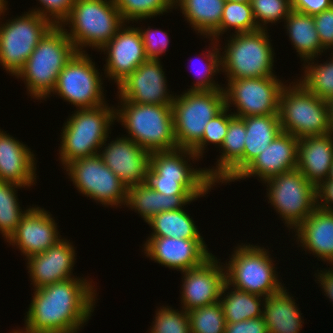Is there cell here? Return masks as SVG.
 Here are the masks:
<instances>
[{
    "instance_id": "cell-1",
    "label": "cell",
    "mask_w": 333,
    "mask_h": 333,
    "mask_svg": "<svg viewBox=\"0 0 333 333\" xmlns=\"http://www.w3.org/2000/svg\"><path fill=\"white\" fill-rule=\"evenodd\" d=\"M79 276L33 289L24 333H78L96 307L95 283ZM34 295V296H33Z\"/></svg>"
},
{
    "instance_id": "cell-2",
    "label": "cell",
    "mask_w": 333,
    "mask_h": 333,
    "mask_svg": "<svg viewBox=\"0 0 333 333\" xmlns=\"http://www.w3.org/2000/svg\"><path fill=\"white\" fill-rule=\"evenodd\" d=\"M190 159L193 164L200 161L191 149L186 148L152 152L144 184L165 195L191 194L194 198L204 197L217 186L207 176L205 168L193 167Z\"/></svg>"
},
{
    "instance_id": "cell-3",
    "label": "cell",
    "mask_w": 333,
    "mask_h": 333,
    "mask_svg": "<svg viewBox=\"0 0 333 333\" xmlns=\"http://www.w3.org/2000/svg\"><path fill=\"white\" fill-rule=\"evenodd\" d=\"M76 52L63 28L53 26L15 78L24 81L28 96L41 102L50 97L60 72Z\"/></svg>"
},
{
    "instance_id": "cell-4",
    "label": "cell",
    "mask_w": 333,
    "mask_h": 333,
    "mask_svg": "<svg viewBox=\"0 0 333 333\" xmlns=\"http://www.w3.org/2000/svg\"><path fill=\"white\" fill-rule=\"evenodd\" d=\"M115 107L108 103L95 108L74 110L61 130L58 159L65 168L69 163L97 155L111 134Z\"/></svg>"
},
{
    "instance_id": "cell-5",
    "label": "cell",
    "mask_w": 333,
    "mask_h": 333,
    "mask_svg": "<svg viewBox=\"0 0 333 333\" xmlns=\"http://www.w3.org/2000/svg\"><path fill=\"white\" fill-rule=\"evenodd\" d=\"M125 23L114 0H76L60 27L77 52H99Z\"/></svg>"
},
{
    "instance_id": "cell-6",
    "label": "cell",
    "mask_w": 333,
    "mask_h": 333,
    "mask_svg": "<svg viewBox=\"0 0 333 333\" xmlns=\"http://www.w3.org/2000/svg\"><path fill=\"white\" fill-rule=\"evenodd\" d=\"M117 99L115 120L127 130L124 137L150 153L178 148L171 105L135 104Z\"/></svg>"
},
{
    "instance_id": "cell-7",
    "label": "cell",
    "mask_w": 333,
    "mask_h": 333,
    "mask_svg": "<svg viewBox=\"0 0 333 333\" xmlns=\"http://www.w3.org/2000/svg\"><path fill=\"white\" fill-rule=\"evenodd\" d=\"M257 245V246H256ZM239 243L224 264L226 283L235 289L267 297L281 291L285 284L278 278L274 258L258 244Z\"/></svg>"
},
{
    "instance_id": "cell-8",
    "label": "cell",
    "mask_w": 333,
    "mask_h": 333,
    "mask_svg": "<svg viewBox=\"0 0 333 333\" xmlns=\"http://www.w3.org/2000/svg\"><path fill=\"white\" fill-rule=\"evenodd\" d=\"M269 38L268 30L263 29L230 33L224 48H220L224 49L221 52V72L225 79L277 77L273 70L275 52Z\"/></svg>"
},
{
    "instance_id": "cell-9",
    "label": "cell",
    "mask_w": 333,
    "mask_h": 333,
    "mask_svg": "<svg viewBox=\"0 0 333 333\" xmlns=\"http://www.w3.org/2000/svg\"><path fill=\"white\" fill-rule=\"evenodd\" d=\"M279 120L282 132L298 139L330 134L328 101L310 93L296 79L281 90Z\"/></svg>"
},
{
    "instance_id": "cell-10",
    "label": "cell",
    "mask_w": 333,
    "mask_h": 333,
    "mask_svg": "<svg viewBox=\"0 0 333 333\" xmlns=\"http://www.w3.org/2000/svg\"><path fill=\"white\" fill-rule=\"evenodd\" d=\"M184 91L175 94L171 105L174 134L178 148L192 149L208 122L225 107V94L223 89Z\"/></svg>"
},
{
    "instance_id": "cell-11",
    "label": "cell",
    "mask_w": 333,
    "mask_h": 333,
    "mask_svg": "<svg viewBox=\"0 0 333 333\" xmlns=\"http://www.w3.org/2000/svg\"><path fill=\"white\" fill-rule=\"evenodd\" d=\"M268 204L293 231L316 209V186L297 169L275 175L263 182Z\"/></svg>"
},
{
    "instance_id": "cell-12",
    "label": "cell",
    "mask_w": 333,
    "mask_h": 333,
    "mask_svg": "<svg viewBox=\"0 0 333 333\" xmlns=\"http://www.w3.org/2000/svg\"><path fill=\"white\" fill-rule=\"evenodd\" d=\"M1 18L0 16V65L7 74L15 77L39 41L54 25L30 11L13 19L11 17L5 23Z\"/></svg>"
},
{
    "instance_id": "cell-13",
    "label": "cell",
    "mask_w": 333,
    "mask_h": 333,
    "mask_svg": "<svg viewBox=\"0 0 333 333\" xmlns=\"http://www.w3.org/2000/svg\"><path fill=\"white\" fill-rule=\"evenodd\" d=\"M87 52H76L60 72L51 96L58 95L76 109L106 104L104 76Z\"/></svg>"
},
{
    "instance_id": "cell-14",
    "label": "cell",
    "mask_w": 333,
    "mask_h": 333,
    "mask_svg": "<svg viewBox=\"0 0 333 333\" xmlns=\"http://www.w3.org/2000/svg\"><path fill=\"white\" fill-rule=\"evenodd\" d=\"M62 169L66 170L78 193L106 207L126 206L127 186L104 164L98 154L75 160Z\"/></svg>"
},
{
    "instance_id": "cell-15",
    "label": "cell",
    "mask_w": 333,
    "mask_h": 333,
    "mask_svg": "<svg viewBox=\"0 0 333 333\" xmlns=\"http://www.w3.org/2000/svg\"><path fill=\"white\" fill-rule=\"evenodd\" d=\"M225 106L235 117L279 114V97L286 81L278 77L226 80Z\"/></svg>"
},
{
    "instance_id": "cell-16",
    "label": "cell",
    "mask_w": 333,
    "mask_h": 333,
    "mask_svg": "<svg viewBox=\"0 0 333 333\" xmlns=\"http://www.w3.org/2000/svg\"><path fill=\"white\" fill-rule=\"evenodd\" d=\"M160 59H147L117 85V96L135 104L172 105L167 77Z\"/></svg>"
},
{
    "instance_id": "cell-17",
    "label": "cell",
    "mask_w": 333,
    "mask_h": 333,
    "mask_svg": "<svg viewBox=\"0 0 333 333\" xmlns=\"http://www.w3.org/2000/svg\"><path fill=\"white\" fill-rule=\"evenodd\" d=\"M220 260L212 255L202 265L181 272L180 303L185 311L219 302L226 283L225 266Z\"/></svg>"
},
{
    "instance_id": "cell-18",
    "label": "cell",
    "mask_w": 333,
    "mask_h": 333,
    "mask_svg": "<svg viewBox=\"0 0 333 333\" xmlns=\"http://www.w3.org/2000/svg\"><path fill=\"white\" fill-rule=\"evenodd\" d=\"M145 240L142 249L147 258L180 272L202 265L213 255L204 239L148 237Z\"/></svg>"
},
{
    "instance_id": "cell-19",
    "label": "cell",
    "mask_w": 333,
    "mask_h": 333,
    "mask_svg": "<svg viewBox=\"0 0 333 333\" xmlns=\"http://www.w3.org/2000/svg\"><path fill=\"white\" fill-rule=\"evenodd\" d=\"M124 24L117 34L99 50L106 55L104 75L116 86L148 58L138 27Z\"/></svg>"
},
{
    "instance_id": "cell-20",
    "label": "cell",
    "mask_w": 333,
    "mask_h": 333,
    "mask_svg": "<svg viewBox=\"0 0 333 333\" xmlns=\"http://www.w3.org/2000/svg\"><path fill=\"white\" fill-rule=\"evenodd\" d=\"M108 140H105L98 153L104 164L127 188L144 183L151 153L124 135Z\"/></svg>"
},
{
    "instance_id": "cell-21",
    "label": "cell",
    "mask_w": 333,
    "mask_h": 333,
    "mask_svg": "<svg viewBox=\"0 0 333 333\" xmlns=\"http://www.w3.org/2000/svg\"><path fill=\"white\" fill-rule=\"evenodd\" d=\"M28 210L20 221L14 234L7 243L16 246L25 259L32 255L45 252L62 238L58 231L55 217L49 210L34 206Z\"/></svg>"
},
{
    "instance_id": "cell-22",
    "label": "cell",
    "mask_w": 333,
    "mask_h": 333,
    "mask_svg": "<svg viewBox=\"0 0 333 333\" xmlns=\"http://www.w3.org/2000/svg\"><path fill=\"white\" fill-rule=\"evenodd\" d=\"M67 238L61 239L48 250L30 256L27 259V269L32 289L42 288L52 283L74 278L76 250L73 242Z\"/></svg>"
},
{
    "instance_id": "cell-23",
    "label": "cell",
    "mask_w": 333,
    "mask_h": 333,
    "mask_svg": "<svg viewBox=\"0 0 333 333\" xmlns=\"http://www.w3.org/2000/svg\"><path fill=\"white\" fill-rule=\"evenodd\" d=\"M298 142L299 139L290 133L281 132L232 182L254 176L263 183L275 175L295 169Z\"/></svg>"
},
{
    "instance_id": "cell-24",
    "label": "cell",
    "mask_w": 333,
    "mask_h": 333,
    "mask_svg": "<svg viewBox=\"0 0 333 333\" xmlns=\"http://www.w3.org/2000/svg\"><path fill=\"white\" fill-rule=\"evenodd\" d=\"M23 143L0 128V180L30 189L37 183V160Z\"/></svg>"
},
{
    "instance_id": "cell-25",
    "label": "cell",
    "mask_w": 333,
    "mask_h": 333,
    "mask_svg": "<svg viewBox=\"0 0 333 333\" xmlns=\"http://www.w3.org/2000/svg\"><path fill=\"white\" fill-rule=\"evenodd\" d=\"M245 137L244 121L233 116L229 120L227 134L219 148L221 154L216 159L215 167L205 168L207 176L215 184H230L244 170Z\"/></svg>"
},
{
    "instance_id": "cell-26",
    "label": "cell",
    "mask_w": 333,
    "mask_h": 333,
    "mask_svg": "<svg viewBox=\"0 0 333 333\" xmlns=\"http://www.w3.org/2000/svg\"><path fill=\"white\" fill-rule=\"evenodd\" d=\"M294 232L302 251L333 266V211L316 207Z\"/></svg>"
},
{
    "instance_id": "cell-27",
    "label": "cell",
    "mask_w": 333,
    "mask_h": 333,
    "mask_svg": "<svg viewBox=\"0 0 333 333\" xmlns=\"http://www.w3.org/2000/svg\"><path fill=\"white\" fill-rule=\"evenodd\" d=\"M333 164V135L307 136L298 142L296 168L316 187L325 181Z\"/></svg>"
},
{
    "instance_id": "cell-28",
    "label": "cell",
    "mask_w": 333,
    "mask_h": 333,
    "mask_svg": "<svg viewBox=\"0 0 333 333\" xmlns=\"http://www.w3.org/2000/svg\"><path fill=\"white\" fill-rule=\"evenodd\" d=\"M197 199L191 194H161L142 183L128 187L125 207L137 212L144 222H147L158 213L184 208Z\"/></svg>"
},
{
    "instance_id": "cell-29",
    "label": "cell",
    "mask_w": 333,
    "mask_h": 333,
    "mask_svg": "<svg viewBox=\"0 0 333 333\" xmlns=\"http://www.w3.org/2000/svg\"><path fill=\"white\" fill-rule=\"evenodd\" d=\"M289 293L285 286L278 293L265 297L263 318L268 333H300L304 327L303 313Z\"/></svg>"
},
{
    "instance_id": "cell-30",
    "label": "cell",
    "mask_w": 333,
    "mask_h": 333,
    "mask_svg": "<svg viewBox=\"0 0 333 333\" xmlns=\"http://www.w3.org/2000/svg\"><path fill=\"white\" fill-rule=\"evenodd\" d=\"M284 24L286 35L303 63L308 59L321 58L319 56L327 52L319 40L312 15L292 10Z\"/></svg>"
},
{
    "instance_id": "cell-31",
    "label": "cell",
    "mask_w": 333,
    "mask_h": 333,
    "mask_svg": "<svg viewBox=\"0 0 333 333\" xmlns=\"http://www.w3.org/2000/svg\"><path fill=\"white\" fill-rule=\"evenodd\" d=\"M224 3L225 0H174V8L180 9L197 35L208 38L220 26Z\"/></svg>"
},
{
    "instance_id": "cell-32",
    "label": "cell",
    "mask_w": 333,
    "mask_h": 333,
    "mask_svg": "<svg viewBox=\"0 0 333 333\" xmlns=\"http://www.w3.org/2000/svg\"><path fill=\"white\" fill-rule=\"evenodd\" d=\"M245 123L244 168L282 132L279 114L241 118Z\"/></svg>"
},
{
    "instance_id": "cell-33",
    "label": "cell",
    "mask_w": 333,
    "mask_h": 333,
    "mask_svg": "<svg viewBox=\"0 0 333 333\" xmlns=\"http://www.w3.org/2000/svg\"><path fill=\"white\" fill-rule=\"evenodd\" d=\"M264 300L263 296L240 291L225 283L219 302L226 323H236L263 316Z\"/></svg>"
},
{
    "instance_id": "cell-34",
    "label": "cell",
    "mask_w": 333,
    "mask_h": 333,
    "mask_svg": "<svg viewBox=\"0 0 333 333\" xmlns=\"http://www.w3.org/2000/svg\"><path fill=\"white\" fill-rule=\"evenodd\" d=\"M184 209L163 211L154 215L146 222L152 229L148 237L204 239L195 221Z\"/></svg>"
},
{
    "instance_id": "cell-35",
    "label": "cell",
    "mask_w": 333,
    "mask_h": 333,
    "mask_svg": "<svg viewBox=\"0 0 333 333\" xmlns=\"http://www.w3.org/2000/svg\"><path fill=\"white\" fill-rule=\"evenodd\" d=\"M250 33L259 30L250 2L225 1L220 26L207 38L220 41L227 31ZM221 36V37H220Z\"/></svg>"
},
{
    "instance_id": "cell-36",
    "label": "cell",
    "mask_w": 333,
    "mask_h": 333,
    "mask_svg": "<svg viewBox=\"0 0 333 333\" xmlns=\"http://www.w3.org/2000/svg\"><path fill=\"white\" fill-rule=\"evenodd\" d=\"M318 58L306 60L302 66L303 74L299 81L310 93L322 100L333 99V56L330 55L323 63H318ZM317 60V62H315Z\"/></svg>"
},
{
    "instance_id": "cell-37",
    "label": "cell",
    "mask_w": 333,
    "mask_h": 333,
    "mask_svg": "<svg viewBox=\"0 0 333 333\" xmlns=\"http://www.w3.org/2000/svg\"><path fill=\"white\" fill-rule=\"evenodd\" d=\"M21 188L25 187L0 180V234L6 242L14 234L20 221L32 207L30 206L24 210L20 207L17 191Z\"/></svg>"
},
{
    "instance_id": "cell-38",
    "label": "cell",
    "mask_w": 333,
    "mask_h": 333,
    "mask_svg": "<svg viewBox=\"0 0 333 333\" xmlns=\"http://www.w3.org/2000/svg\"><path fill=\"white\" fill-rule=\"evenodd\" d=\"M123 20L129 23L142 22L164 13L172 12L174 0H114Z\"/></svg>"
},
{
    "instance_id": "cell-39",
    "label": "cell",
    "mask_w": 333,
    "mask_h": 333,
    "mask_svg": "<svg viewBox=\"0 0 333 333\" xmlns=\"http://www.w3.org/2000/svg\"><path fill=\"white\" fill-rule=\"evenodd\" d=\"M188 312L190 333H224L226 320L220 302Z\"/></svg>"
},
{
    "instance_id": "cell-40",
    "label": "cell",
    "mask_w": 333,
    "mask_h": 333,
    "mask_svg": "<svg viewBox=\"0 0 333 333\" xmlns=\"http://www.w3.org/2000/svg\"><path fill=\"white\" fill-rule=\"evenodd\" d=\"M211 40V43L209 45V48H206V52L203 50V58L205 59V64L204 66H200L198 68V76L197 80L192 83L193 85L187 90H218V89H223L221 86V83L218 84V81L216 82L214 79L217 76L219 72H221V49H220V44L219 41H216L214 39H209ZM219 47V48H218ZM209 49V50H207ZM205 54V55H204ZM200 60V59H199ZM202 62V61H201ZM203 65V63H202ZM201 69V70H200ZM196 73V72H194Z\"/></svg>"
},
{
    "instance_id": "cell-41",
    "label": "cell",
    "mask_w": 333,
    "mask_h": 333,
    "mask_svg": "<svg viewBox=\"0 0 333 333\" xmlns=\"http://www.w3.org/2000/svg\"><path fill=\"white\" fill-rule=\"evenodd\" d=\"M155 312L149 333H190L188 312L183 308L162 305Z\"/></svg>"
},
{
    "instance_id": "cell-42",
    "label": "cell",
    "mask_w": 333,
    "mask_h": 333,
    "mask_svg": "<svg viewBox=\"0 0 333 333\" xmlns=\"http://www.w3.org/2000/svg\"><path fill=\"white\" fill-rule=\"evenodd\" d=\"M250 3L256 24L263 30L268 29L267 24L285 21L292 11L291 0H251Z\"/></svg>"
},
{
    "instance_id": "cell-43",
    "label": "cell",
    "mask_w": 333,
    "mask_h": 333,
    "mask_svg": "<svg viewBox=\"0 0 333 333\" xmlns=\"http://www.w3.org/2000/svg\"><path fill=\"white\" fill-rule=\"evenodd\" d=\"M231 110L225 106L205 126L202 139L191 149L199 159H202L211 143L218 146L217 148L221 147L228 131L229 120L234 116Z\"/></svg>"
},
{
    "instance_id": "cell-44",
    "label": "cell",
    "mask_w": 333,
    "mask_h": 333,
    "mask_svg": "<svg viewBox=\"0 0 333 333\" xmlns=\"http://www.w3.org/2000/svg\"><path fill=\"white\" fill-rule=\"evenodd\" d=\"M138 29L141 33L145 54L148 59H160L164 53L166 54L170 44L167 31H162L160 28L152 29L150 26L143 29L140 26Z\"/></svg>"
},
{
    "instance_id": "cell-45",
    "label": "cell",
    "mask_w": 333,
    "mask_h": 333,
    "mask_svg": "<svg viewBox=\"0 0 333 333\" xmlns=\"http://www.w3.org/2000/svg\"><path fill=\"white\" fill-rule=\"evenodd\" d=\"M41 6L29 10L49 20L54 26H60L69 16L76 0H37Z\"/></svg>"
},
{
    "instance_id": "cell-46",
    "label": "cell",
    "mask_w": 333,
    "mask_h": 333,
    "mask_svg": "<svg viewBox=\"0 0 333 333\" xmlns=\"http://www.w3.org/2000/svg\"><path fill=\"white\" fill-rule=\"evenodd\" d=\"M322 47L328 52L333 48V6L313 15Z\"/></svg>"
},
{
    "instance_id": "cell-47",
    "label": "cell",
    "mask_w": 333,
    "mask_h": 333,
    "mask_svg": "<svg viewBox=\"0 0 333 333\" xmlns=\"http://www.w3.org/2000/svg\"><path fill=\"white\" fill-rule=\"evenodd\" d=\"M224 333H268L263 316L243 320L236 323H226Z\"/></svg>"
},
{
    "instance_id": "cell-48",
    "label": "cell",
    "mask_w": 333,
    "mask_h": 333,
    "mask_svg": "<svg viewBox=\"0 0 333 333\" xmlns=\"http://www.w3.org/2000/svg\"><path fill=\"white\" fill-rule=\"evenodd\" d=\"M333 6V0H291V8L293 11L316 15Z\"/></svg>"
},
{
    "instance_id": "cell-49",
    "label": "cell",
    "mask_w": 333,
    "mask_h": 333,
    "mask_svg": "<svg viewBox=\"0 0 333 333\" xmlns=\"http://www.w3.org/2000/svg\"><path fill=\"white\" fill-rule=\"evenodd\" d=\"M317 207L333 211V182H322L316 187Z\"/></svg>"
},
{
    "instance_id": "cell-50",
    "label": "cell",
    "mask_w": 333,
    "mask_h": 333,
    "mask_svg": "<svg viewBox=\"0 0 333 333\" xmlns=\"http://www.w3.org/2000/svg\"><path fill=\"white\" fill-rule=\"evenodd\" d=\"M323 268L322 270H317V273H315V279L318 281L317 283L320 284L321 289L325 293L324 295L329 298L330 303L333 304V267ZM329 268V269H328Z\"/></svg>"
},
{
    "instance_id": "cell-51",
    "label": "cell",
    "mask_w": 333,
    "mask_h": 333,
    "mask_svg": "<svg viewBox=\"0 0 333 333\" xmlns=\"http://www.w3.org/2000/svg\"><path fill=\"white\" fill-rule=\"evenodd\" d=\"M329 104V127L330 133L333 135V99L328 101Z\"/></svg>"
},
{
    "instance_id": "cell-52",
    "label": "cell",
    "mask_w": 333,
    "mask_h": 333,
    "mask_svg": "<svg viewBox=\"0 0 333 333\" xmlns=\"http://www.w3.org/2000/svg\"><path fill=\"white\" fill-rule=\"evenodd\" d=\"M8 5V1L7 0H0V16H2L3 20H4V15L7 13V6Z\"/></svg>"
},
{
    "instance_id": "cell-53",
    "label": "cell",
    "mask_w": 333,
    "mask_h": 333,
    "mask_svg": "<svg viewBox=\"0 0 333 333\" xmlns=\"http://www.w3.org/2000/svg\"><path fill=\"white\" fill-rule=\"evenodd\" d=\"M323 182H333V164L330 168V172H329V175H328L327 179Z\"/></svg>"
},
{
    "instance_id": "cell-54",
    "label": "cell",
    "mask_w": 333,
    "mask_h": 333,
    "mask_svg": "<svg viewBox=\"0 0 333 333\" xmlns=\"http://www.w3.org/2000/svg\"><path fill=\"white\" fill-rule=\"evenodd\" d=\"M225 1H231V2H251V0H225Z\"/></svg>"
},
{
    "instance_id": "cell-55",
    "label": "cell",
    "mask_w": 333,
    "mask_h": 333,
    "mask_svg": "<svg viewBox=\"0 0 333 333\" xmlns=\"http://www.w3.org/2000/svg\"><path fill=\"white\" fill-rule=\"evenodd\" d=\"M19 328H17V329H13V331H11L10 333H24V332H22V331H20V330H18Z\"/></svg>"
}]
</instances>
